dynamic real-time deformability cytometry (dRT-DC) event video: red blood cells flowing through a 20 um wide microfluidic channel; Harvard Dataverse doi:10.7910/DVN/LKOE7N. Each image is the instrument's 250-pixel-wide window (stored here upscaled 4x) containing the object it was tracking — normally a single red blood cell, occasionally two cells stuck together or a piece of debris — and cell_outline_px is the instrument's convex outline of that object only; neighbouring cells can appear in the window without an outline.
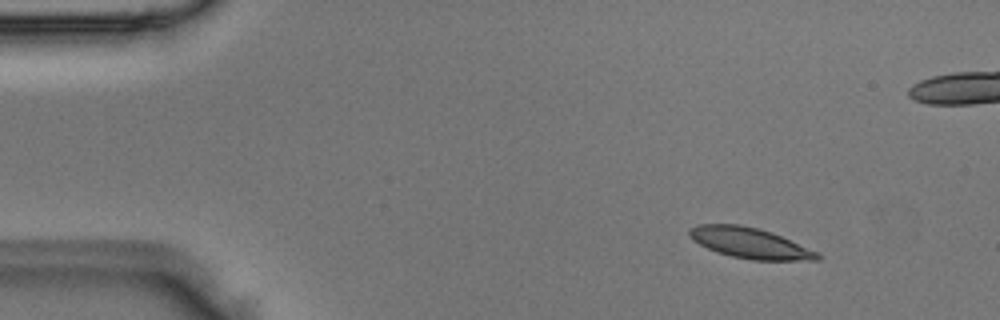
{"species": "Egyptian fruit bat (a non-hibernating species)", "species_latin": "Rousettus aegyptiacus", "temperature_condition": "room temperature", "stored_images_in_passage": 4, "camera_frame_rate_fps": 3000, "um_per_image_px": 0.085, "animal": {"sex": "male"}, "frame": {"image": 1, "passage_image": 1, "time_ms": 0.0, "image_size_px": [1000, 320], "cell_outline_px": [[820, 260], [752, 260], [732, 256], [716, 252], [692, 240], [688, 236], [688, 228], [696, 224], [736, 224], [760, 228], [772, 232], [820, 252]], "centroid_in_image_um": [63.73, 20.65], "position_along_channel_um": 21.3, "area_um2": 23.06}}